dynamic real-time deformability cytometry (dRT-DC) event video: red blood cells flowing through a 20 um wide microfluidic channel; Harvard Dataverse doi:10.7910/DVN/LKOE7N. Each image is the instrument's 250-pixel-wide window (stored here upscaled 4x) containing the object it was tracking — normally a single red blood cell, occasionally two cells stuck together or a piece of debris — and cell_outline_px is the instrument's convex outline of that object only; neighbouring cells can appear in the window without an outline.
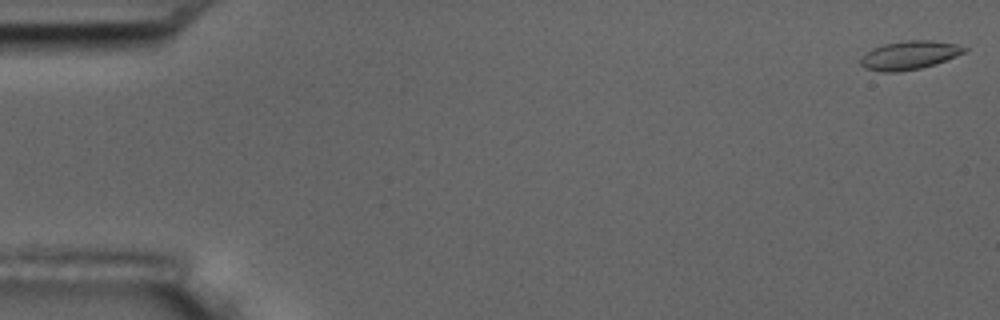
{"species": "common noctule bat (a hibernating species)", "species_latin": "Nyctalus noctula", "temperature_condition": "room temperature", "stored_images_in_passage": 6, "camera_frame_rate_fps": 3000, "um_per_image_px": 0.085, "animal": {"sex": "male", "body_mass_g": 17.5, "forearm_length_mm": 52.3}, "frame": {"image": 1, "passage_image": 1, "time_ms": 0.0, "image_size_px": [1000, 320], "cell_outline_px": [[968, 48], [964, 52], [956, 56], [936, 64], [920, 68], [896, 72], [880, 72], [864, 68], [860, 64], [860, 60], [872, 48], [884, 44], [908, 40], [932, 40], [956, 44]], "centroid_in_image_um": [77.29, 4.7], "position_along_channel_um": 7.7, "area_um2": 17.17}}
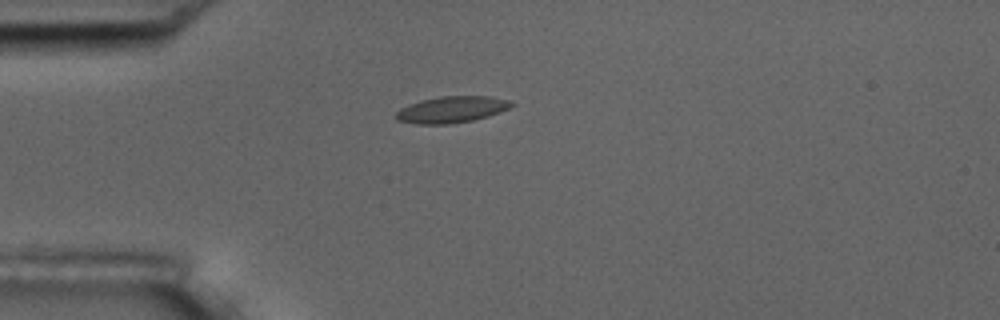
{"frame": {"image": 2, "passage_image": 5, "time_ms": 1.333, "image_size_px": [1000, 320], "cell_outline_px": [[516, 104], [500, 112], [488, 116], [472, 120], [448, 124], [416, 124], [396, 120], [392, 116], [400, 108], [408, 104], [420, 100], [440, 96], [488, 96], [512, 100]], "centroid_in_image_um": [38.36, 9.3], "position_along_channel_um": 46.6, "area_um2": 18.03}}